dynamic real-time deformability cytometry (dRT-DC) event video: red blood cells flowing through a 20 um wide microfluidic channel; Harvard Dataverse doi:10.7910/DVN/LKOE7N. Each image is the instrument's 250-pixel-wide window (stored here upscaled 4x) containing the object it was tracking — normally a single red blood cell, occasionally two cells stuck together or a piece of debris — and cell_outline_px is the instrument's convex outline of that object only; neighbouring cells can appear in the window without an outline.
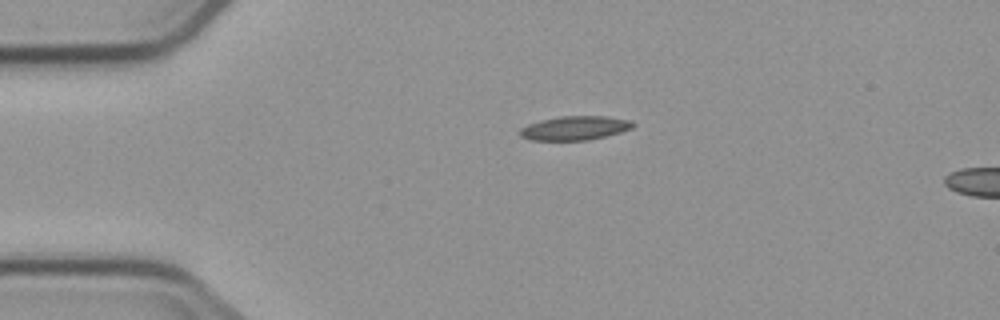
{"species": "common noctule bat (a hibernating species)", "species_latin": "Nyctalus noctula", "temperature_condition": "cold", "stored_images_in_passage": 2, "camera_frame_rate_fps": 3000, "um_per_image_px": 0.085, "animal": {"sex": "male", "body_mass_g": 23.1, "forearm_length_mm": 52.7}, "frame": {"image": 1, "passage_image": 1, "time_ms": 0.0, "image_size_px": [1000, 320], "cell_outline_px": [[636, 124], [632, 128], [620, 132], [588, 140], [532, 140], [520, 136], [520, 128], [528, 124], [540, 120], [560, 116], [604, 116], [632, 120]], "centroid_in_image_um": [48.87, 10.88], "position_along_channel_um": 36.1, "area_um2": 15.78}}